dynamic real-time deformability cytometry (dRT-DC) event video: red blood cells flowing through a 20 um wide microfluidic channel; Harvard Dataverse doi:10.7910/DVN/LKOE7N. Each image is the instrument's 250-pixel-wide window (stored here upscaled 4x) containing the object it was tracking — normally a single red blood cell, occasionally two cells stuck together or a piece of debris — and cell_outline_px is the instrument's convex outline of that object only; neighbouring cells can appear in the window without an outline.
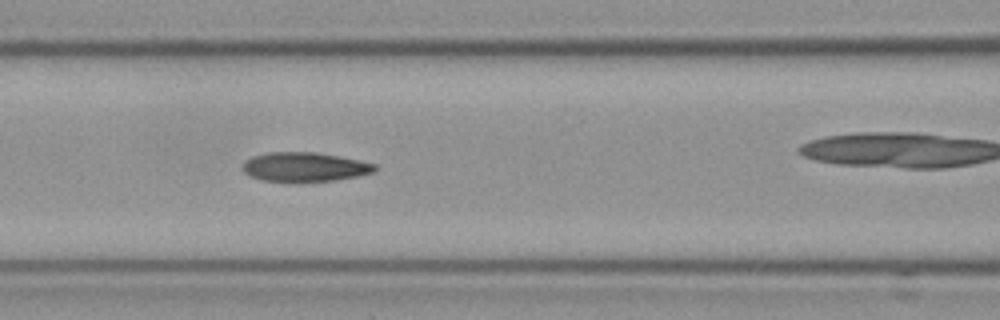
{"species": "Egyptian fruit bat (a non-hibernating species)", "species_latin": "Rousettus aegyptiacus", "temperature_condition": "cold", "stored_images_in_passage": 8, "camera_frame_rate_fps": 3000, "um_per_image_px": 0.085, "frame": {"image": 1, "passage_image": 7, "time_ms": 2.0, "image_size_px": [1000, 320], "cell_outline_px": [[376, 168], [372, 172], [356, 176], [332, 180], [260, 180], [248, 176], [244, 172], [244, 160], [252, 156], [268, 152], [316, 152], [376, 164]], "centroid_in_image_um": [25.83, 14.16], "position_along_channel_um": 140.8, "area_um2": 21.85}}